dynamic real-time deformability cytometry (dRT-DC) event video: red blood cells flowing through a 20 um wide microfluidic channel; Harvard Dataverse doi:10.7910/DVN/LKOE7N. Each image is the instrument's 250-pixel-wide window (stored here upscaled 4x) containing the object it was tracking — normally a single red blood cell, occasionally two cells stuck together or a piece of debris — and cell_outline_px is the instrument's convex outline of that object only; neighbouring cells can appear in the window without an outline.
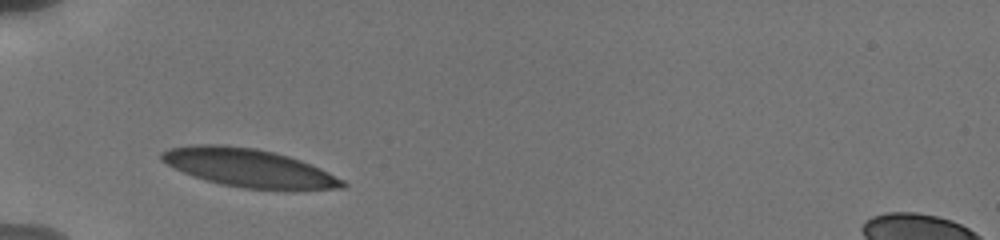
{"species": "human", "species_latin": "Homo sapiens", "temperature_condition": "cold", "stored_images_in_passage": 2, "camera_frame_rate_fps": 3000, "um_per_image_px": 0.085, "donor": {"sex": "male"}, "frame": {"image": 1, "passage_image": 1, "time_ms": 0.0, "image_size_px": [1000, 240], "cell_outline_px": [[348, 184], [344, 188], [244, 188], [224, 184], [208, 180], [184, 172], [160, 160], [160, 152], [168, 148], [192, 144], [224, 144], [256, 148], [288, 156], [300, 160], [320, 168], [344, 180]], "centroid_in_image_um": [21.09, 14.22], "position_along_channel_um": 63.9, "area_um2": 39.42}}